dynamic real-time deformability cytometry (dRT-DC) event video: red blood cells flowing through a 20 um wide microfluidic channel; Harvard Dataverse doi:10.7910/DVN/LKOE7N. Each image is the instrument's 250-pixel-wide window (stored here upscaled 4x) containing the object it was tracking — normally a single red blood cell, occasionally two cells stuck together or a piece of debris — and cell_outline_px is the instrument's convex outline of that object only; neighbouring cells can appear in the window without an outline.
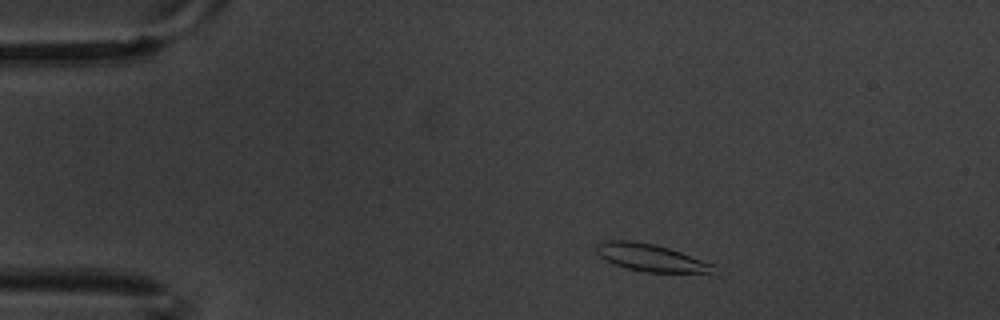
{"species": "common noctule bat (a hibernating species)", "species_latin": "Nyctalus noctula", "temperature_condition": "warm", "stored_images_in_passage": 4, "camera_frame_rate_fps": 3000, "um_per_image_px": 0.085, "animal": {"sex": "male", "body_mass_g": 20.1, "forearm_length_mm": 53.5}, "frame": {"image": 1, "passage_image": 1, "time_ms": 0.0, "image_size_px": [1000, 320], "cell_outline_px": [[712, 264], [708, 272], [644, 272], [612, 264], [600, 256], [596, 252], [596, 244], [604, 240], [632, 240], [656, 244], [680, 252]], "centroid_in_image_um": [55.15, 21.87], "position_along_channel_um": 29.8, "area_um2": 18.21}}